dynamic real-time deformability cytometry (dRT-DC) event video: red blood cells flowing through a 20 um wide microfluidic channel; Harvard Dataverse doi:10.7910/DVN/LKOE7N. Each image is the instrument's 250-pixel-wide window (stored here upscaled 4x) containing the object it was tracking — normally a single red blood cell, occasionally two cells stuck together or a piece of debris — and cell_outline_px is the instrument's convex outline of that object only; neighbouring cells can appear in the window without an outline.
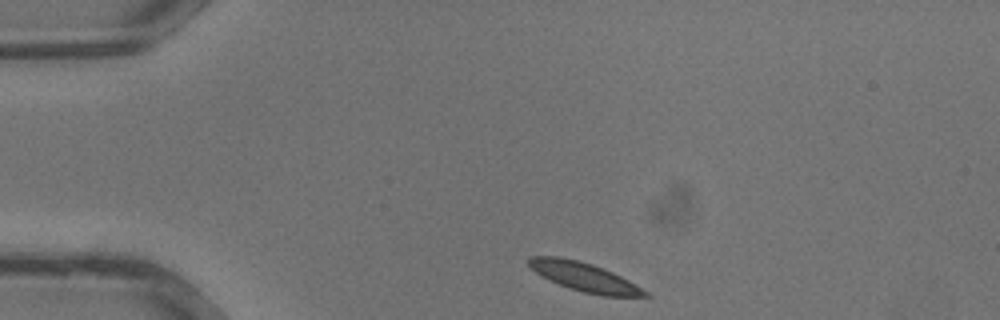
{"species": "common noctule bat (a hibernating species)", "species_latin": "Nyctalus noctula", "temperature_condition": "warm", "stored_images_in_passage": 25, "camera_frame_rate_fps": 3000, "um_per_image_px": 0.085, "animal": {"sex": "male", "body_mass_g": 13.3}, "frame": {"image": 1, "passage_image": 1, "time_ms": 0.0, "image_size_px": [1000, 320], "cell_outline_px": [[652, 296], [604, 296], [584, 292], [568, 288], [548, 280], [536, 272], [528, 264], [528, 256], [556, 256], [580, 260], [604, 268], [628, 280], [648, 292]], "centroid_in_image_um": [49.64, 23.53], "position_along_channel_um": 35.4, "area_um2": 19.48}}
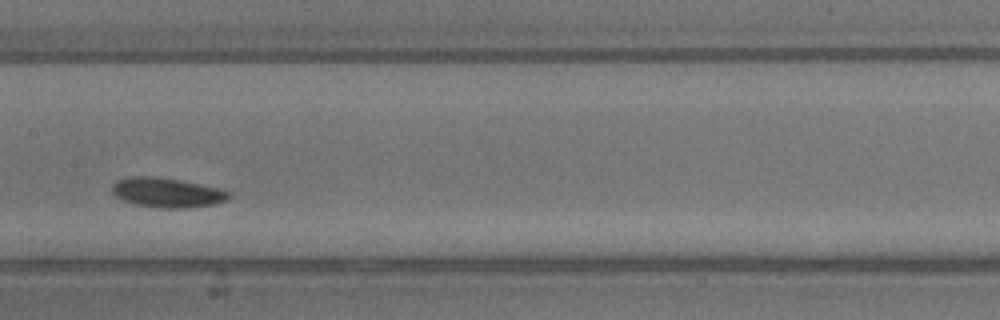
{"frame": {"image": 2, "passage_image": 12, "time_ms": 3.667, "image_size_px": [1000, 320], "cell_outline_px": [[232, 196], [228, 200], [216, 204], [188, 208], [156, 208], [136, 204], [124, 200], [116, 196], [112, 192], [112, 184], [116, 180], [128, 176], [152, 176], [180, 180], [220, 188], [232, 192]], "centroid_in_image_um": [14.24, 16.37], "position_along_channel_um": 193.2, "area_um2": 20.46}}
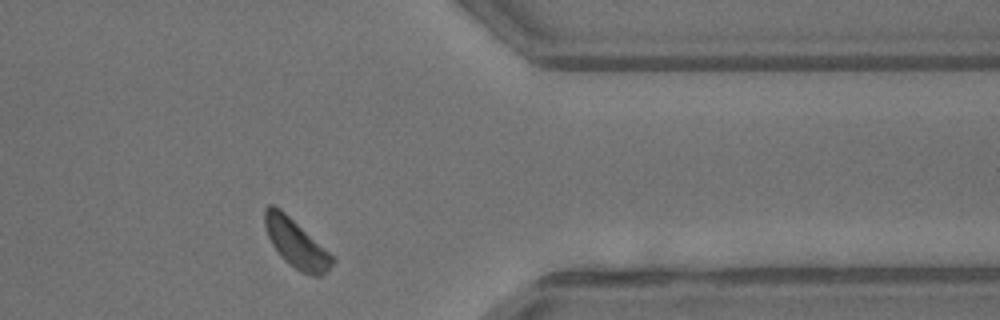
{"frame": {"image": 3, "passage_image": 23, "time_ms": 7.333, "image_size_px": [1000, 320], "cell_outline_px": [[336, 260], [328, 272], [320, 276], [312, 276], [300, 272], [288, 264], [280, 256], [272, 244], [268, 236], [264, 224], [264, 208], [268, 204], [272, 204], [280, 208], [328, 252]], "centroid_in_image_um": [25.15, 20.72], "position_along_channel_um": 386.3, "area_um2": 18.9}}